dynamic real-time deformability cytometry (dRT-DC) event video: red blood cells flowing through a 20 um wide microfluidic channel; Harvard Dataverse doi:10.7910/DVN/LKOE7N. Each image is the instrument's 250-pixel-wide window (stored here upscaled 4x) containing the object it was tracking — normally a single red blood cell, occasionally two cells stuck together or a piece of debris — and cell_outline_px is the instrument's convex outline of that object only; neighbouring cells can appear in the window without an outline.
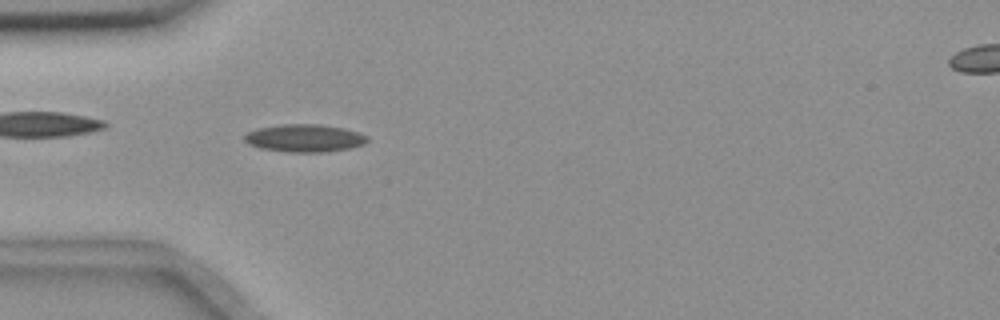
{"species": "common noctule bat (a hibernating species)", "species_latin": "Nyctalus noctula", "temperature_condition": "room temperature", "stored_images_in_passage": 55, "camera_frame_rate_fps": 3000, "um_per_image_px": 0.085, "animal": {"sex": "female", "body_mass_g": 18.4}, "frame": {"image": 1, "passage_image": 16, "time_ms": 5.0, "image_size_px": [1000, 320], "cell_outline_px": [[368, 140], [364, 144], [348, 148], [324, 152], [288, 152], [260, 148], [248, 144], [244, 140], [244, 136], [248, 132], [256, 128], [280, 124], [320, 124], [344, 128], [360, 132], [368, 136]], "centroid_in_image_um": [25.88, 11.73], "position_along_channel_um": 59.1, "area_um2": 19.94}}
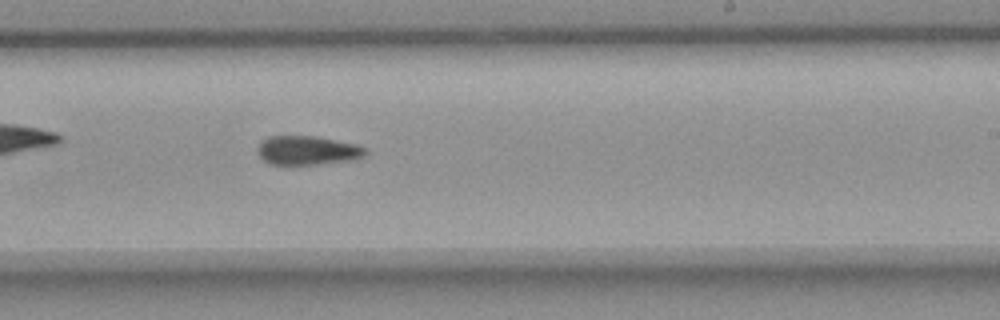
{"frame": {"image": 2, "passage_image": 33, "time_ms": 10.667, "image_size_px": [1000, 320], "cell_outline_px": [[368, 152], [364, 156], [352, 160], [316, 164], [272, 164], [264, 160], [256, 152], [256, 148], [260, 140], [268, 136], [316, 136], [356, 144], [368, 148]], "centroid_in_image_um": [26.12, 12.77], "position_along_channel_um": 262.9, "area_um2": 18.38}}
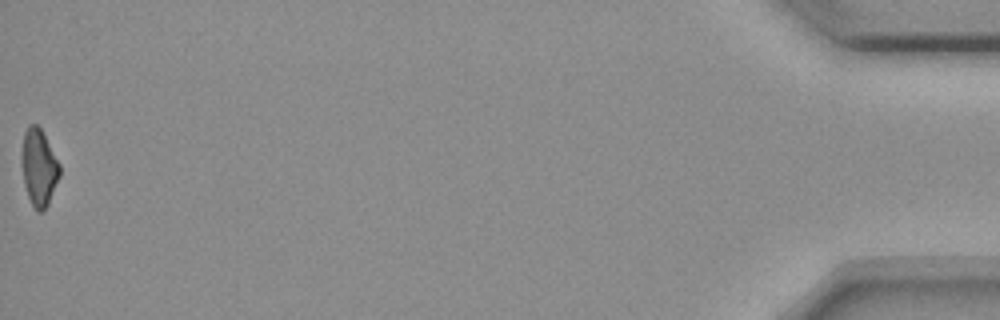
{"frame": {"image": 3, "passage_image": 55, "time_ms": 18.0, "image_size_px": [1000, 320], "cell_outline_px": [[60, 176], [48, 204], [40, 212], [36, 212], [28, 196], [24, 184], [20, 164], [20, 152], [24, 132], [28, 124], [36, 124], [40, 128], [60, 164]], "centroid_in_image_um": [3.27, 14.21], "position_along_channel_um": 431.9, "area_um2": 17.22}}